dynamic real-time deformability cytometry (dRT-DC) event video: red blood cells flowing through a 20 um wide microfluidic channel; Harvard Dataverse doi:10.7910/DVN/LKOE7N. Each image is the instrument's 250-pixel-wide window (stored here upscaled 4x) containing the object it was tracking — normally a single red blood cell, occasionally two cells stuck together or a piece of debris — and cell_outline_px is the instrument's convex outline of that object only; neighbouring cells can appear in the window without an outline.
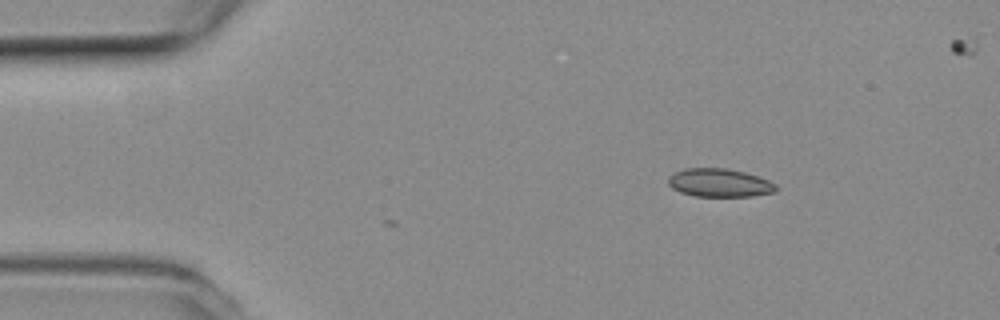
{"species": "common noctule bat (a hibernating species)", "species_latin": "Nyctalus noctula", "temperature_condition": "room temperature", "stored_images_in_passage": 4, "camera_frame_rate_fps": 3000, "um_per_image_px": 0.085, "animal": {"sex": "female", "body_mass_g": 19.3, "forearm_length_mm": 54.1}, "frame": {"image": 1, "passage_image": 4, "time_ms": 1.0, "image_size_px": [1000, 320], "cell_outline_px": [[776, 192], [752, 196], [696, 196], [680, 192], [672, 188], [668, 184], [668, 176], [684, 168], [728, 168], [744, 172], [768, 180], [776, 184]], "centroid_in_image_um": [61.14, 15.53], "position_along_channel_um": 23.9, "area_um2": 17.74}}